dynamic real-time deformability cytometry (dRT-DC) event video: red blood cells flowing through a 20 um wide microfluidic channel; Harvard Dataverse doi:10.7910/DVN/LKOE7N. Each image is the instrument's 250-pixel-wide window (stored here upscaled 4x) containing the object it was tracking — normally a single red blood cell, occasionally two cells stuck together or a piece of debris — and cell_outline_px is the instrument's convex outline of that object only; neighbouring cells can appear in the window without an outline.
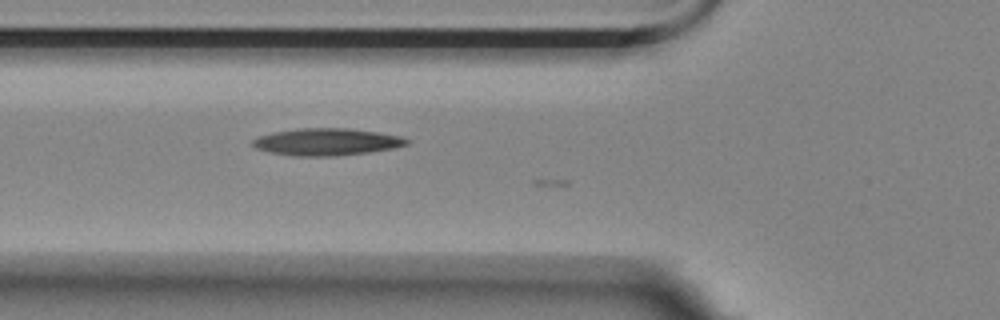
{"species": "Egyptian fruit bat (a non-hibernating species)", "species_latin": "Rousettus aegyptiacus", "temperature_condition": "room temperature", "stored_images_in_passage": 4, "camera_frame_rate_fps": 3000, "um_per_image_px": 0.085, "animal": {"sex": "female"}, "frame": {"image": 1, "passage_image": 2, "time_ms": 0.333, "image_size_px": [1000, 320], "cell_outline_px": [[412, 140], [408, 144], [396, 148], [368, 152], [332, 156], [292, 156], [268, 152], [256, 148], [252, 144], [252, 140], [260, 136], [272, 132], [296, 128], [348, 128], [404, 136]], "centroid_in_image_um": [27.8, 12.06], "position_along_channel_um": 98.0, "area_um2": 24.57}}